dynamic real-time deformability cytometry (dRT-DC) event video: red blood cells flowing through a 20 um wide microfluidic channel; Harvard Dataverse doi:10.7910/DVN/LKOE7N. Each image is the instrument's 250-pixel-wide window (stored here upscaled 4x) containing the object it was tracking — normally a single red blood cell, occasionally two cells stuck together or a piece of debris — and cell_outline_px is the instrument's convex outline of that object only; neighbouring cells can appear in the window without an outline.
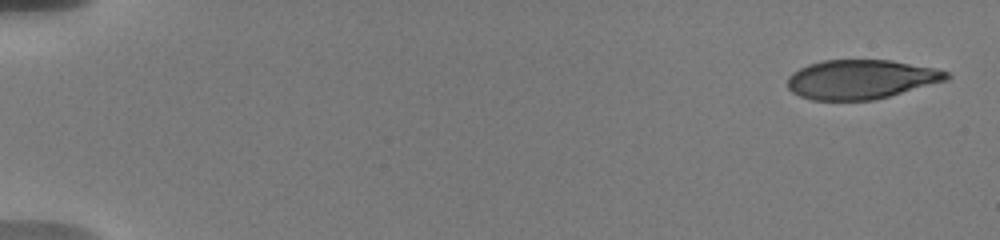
{"species": "human", "species_latin": "Homo sapiens", "temperature_condition": "warm", "stored_images_in_passage": 11, "camera_frame_rate_fps": 3000, "um_per_image_px": 0.085, "donor": {"sex": "male"}, "frame": {"image": 1, "passage_image": 1, "time_ms": 0.0, "image_size_px": [1000, 240], "cell_outline_px": [[952, 76], [948, 80], [888, 96], [872, 100], [812, 100], [800, 96], [792, 92], [788, 88], [788, 76], [792, 72], [808, 64], [824, 60], [892, 60], [932, 68], [948, 72]], "centroid_in_image_um": [73.16, 6.74], "position_along_channel_um": 11.8, "area_um2": 36.24}}
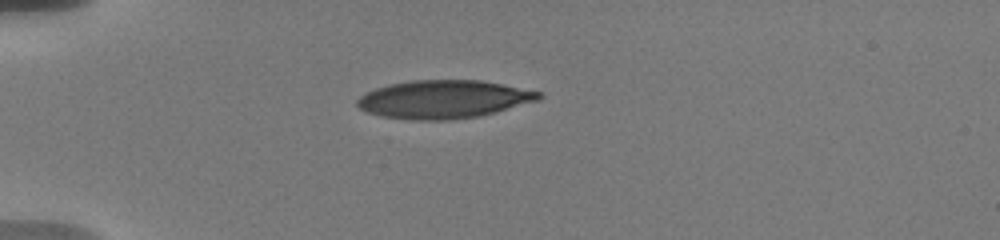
{"frame": {"image": 2, "passage_image": 7, "time_ms": 4.667, "image_size_px": [1000, 240], "cell_outline_px": [[544, 96], [540, 100], [496, 112], [480, 116], [448, 120], [412, 120], [380, 116], [368, 112], [360, 108], [356, 104], [356, 100], [364, 92], [388, 84], [412, 80], [480, 80], [540, 92]], "centroid_in_image_um": [37.69, 8.44], "position_along_channel_um": 47.3, "area_um2": 40.46}}
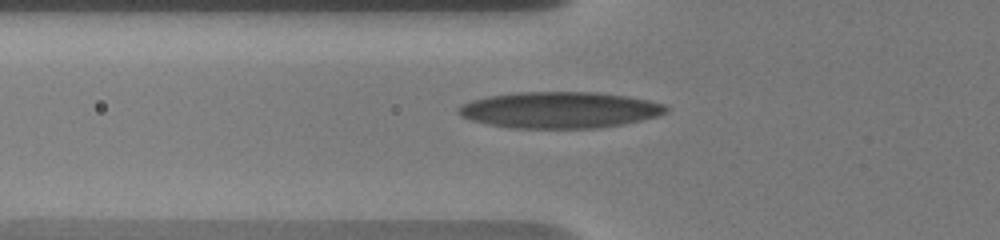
{"frame": {"image": 3, "passage_image": 10, "time_ms": 6.333, "image_size_px": [1000, 240], "cell_outline_px": [[668, 112], [656, 116], [640, 120], [620, 124], [596, 128], [512, 128], [488, 124], [472, 120], [460, 116], [456, 112], [456, 108], [460, 104], [472, 100], [488, 96], [516, 92], [600, 92], [628, 96], [648, 100], [664, 104], [668, 108]], "centroid_in_image_um": [47.53, 9.34], "position_along_channel_um": 78.3, "area_um2": 44.04}}